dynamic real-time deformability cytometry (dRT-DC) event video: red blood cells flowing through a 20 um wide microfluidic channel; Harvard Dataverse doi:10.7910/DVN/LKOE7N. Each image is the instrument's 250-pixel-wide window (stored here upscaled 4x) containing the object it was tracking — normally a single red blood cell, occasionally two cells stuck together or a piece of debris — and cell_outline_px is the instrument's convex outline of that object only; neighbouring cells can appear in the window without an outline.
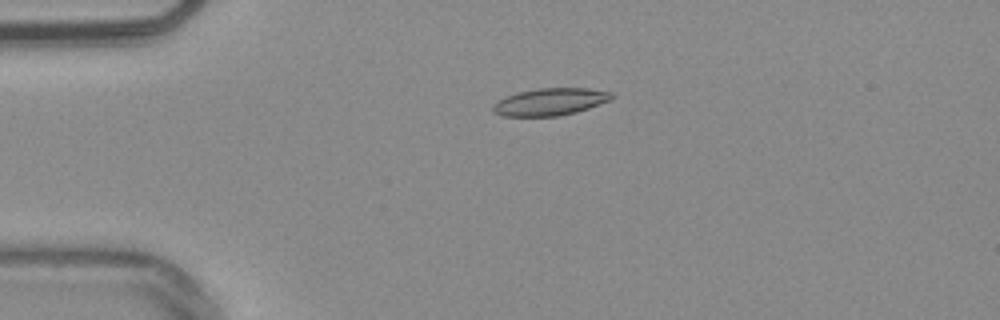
{"species": "common noctule bat (a hibernating species)", "species_latin": "Nyctalus noctula", "temperature_condition": "warm", "stored_images_in_passage": 54, "camera_frame_rate_fps": 3000, "um_per_image_px": 0.085, "animal": {"sex": "male", "body_mass_g": 20.4}, "frame": {"image": 1, "passage_image": 13, "time_ms": 4.0, "image_size_px": [1000, 320], "cell_outline_px": [[616, 96], [612, 100], [576, 112], [560, 116], [500, 116], [492, 112], [492, 104], [496, 100], [516, 92], [540, 88], [588, 88], [612, 92]], "centroid_in_image_um": [46.75, 8.65], "position_along_channel_um": 38.3, "area_um2": 19.19}}
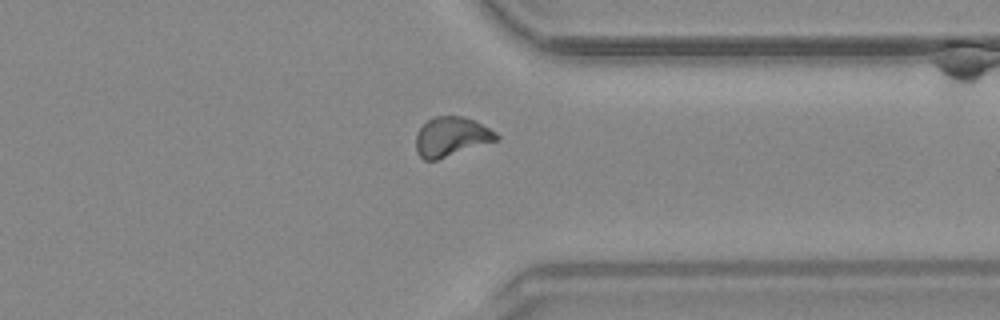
{"frame": {"image": 2, "passage_image": 42, "time_ms": 13.667, "image_size_px": [1000, 320], "cell_outline_px": [[500, 140], [436, 160], [424, 160], [416, 152], [416, 132], [428, 120], [436, 116], [464, 116], [496, 132], [500, 136]], "centroid_in_image_um": [38.37, 11.63], "position_along_channel_um": 373.0, "area_um2": 18.5}}
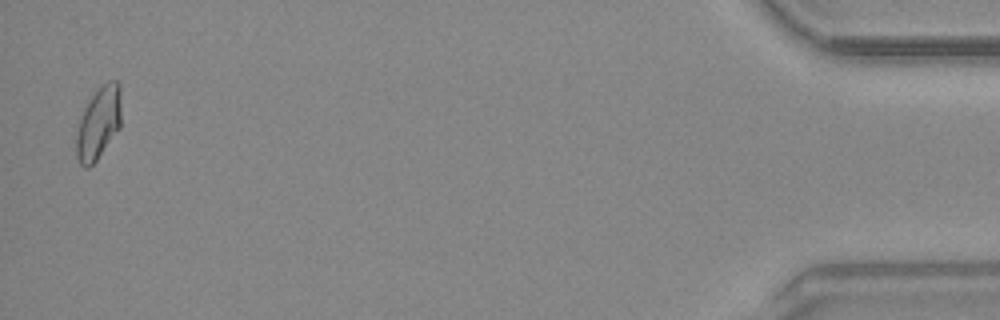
{"frame": {"image": 3, "passage_image": 53, "time_ms": 17.333, "image_size_px": [1000, 320], "cell_outline_px": [[120, 128], [96, 160], [88, 168], [84, 168], [80, 164], [76, 156], [76, 136], [80, 120], [84, 108], [100, 84], [108, 80], [116, 80], [120, 84]], "centroid_in_image_um": [8.38, 10.44], "position_along_channel_um": 426.8, "area_um2": 18.9}, "authors_computed_cell_mechanics": {"area_um2": 18.207, "velocity_mm_per_s": 3.8226, "shape_relaxation_time_tau1_ms": null, "shape_relaxation_time_tau2_ms": 4.6894, "deformation_change_tau1": null, "deformation_change_tau2": 0.1067}}